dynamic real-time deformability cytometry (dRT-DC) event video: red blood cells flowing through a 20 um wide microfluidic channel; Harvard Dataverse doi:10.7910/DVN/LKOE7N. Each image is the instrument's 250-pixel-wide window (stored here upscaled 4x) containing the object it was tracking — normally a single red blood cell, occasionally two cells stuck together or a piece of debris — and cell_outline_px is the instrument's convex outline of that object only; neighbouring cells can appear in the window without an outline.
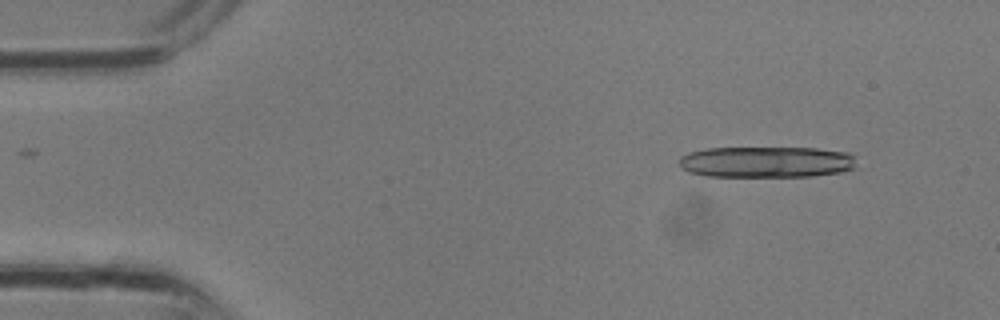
{"species": "common noctule bat (a hibernating species)", "species_latin": "Nyctalus noctula", "temperature_condition": "room temperature", "stored_images_in_passage": 2, "camera_frame_rate_fps": 3000, "um_per_image_px": 0.085, "animal": {"sex": "male", "body_mass_g": 13.3}, "frame": {"image": 1, "passage_image": 2, "time_ms": 0.333, "image_size_px": [1000, 320], "cell_outline_px": [[856, 168], [840, 172], [812, 176], [704, 176], [688, 172], [680, 168], [680, 156], [688, 152], [708, 148], [816, 148], [848, 152], [856, 156]], "centroid_in_image_um": [65.16, 13.76], "position_along_channel_um": 19.8, "area_um2": 32.48}}